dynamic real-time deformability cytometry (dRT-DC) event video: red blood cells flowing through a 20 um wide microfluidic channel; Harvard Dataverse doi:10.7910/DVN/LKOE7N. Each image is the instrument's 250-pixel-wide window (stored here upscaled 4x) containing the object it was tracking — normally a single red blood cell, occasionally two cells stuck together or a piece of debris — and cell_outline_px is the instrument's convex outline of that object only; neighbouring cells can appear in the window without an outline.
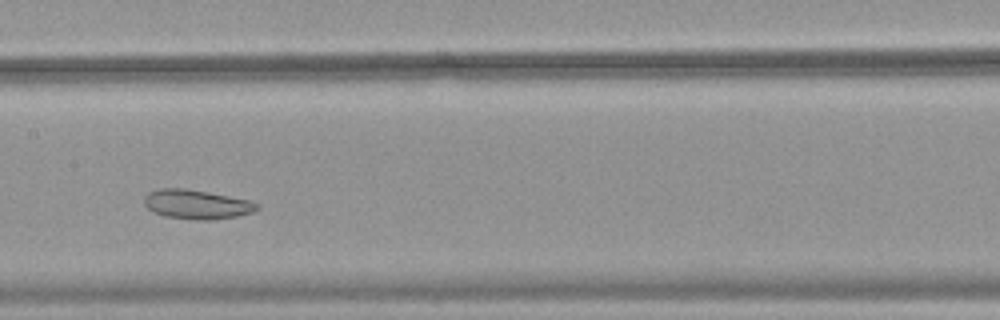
{"species": "common noctule bat (a hibernating species)", "species_latin": "Nyctalus noctula", "temperature_condition": "warm", "stored_images_in_passage": 37, "camera_frame_rate_fps": 3000, "um_per_image_px": 0.085, "animal": {"sex": "female", "body_mass_g": 18.4}, "frame": {"image": 1, "passage_image": 19, "time_ms": 6.0, "image_size_px": [1000, 320], "cell_outline_px": [[260, 208], [252, 212], [236, 216], [208, 220], [196, 220], [164, 216], [152, 212], [144, 204], [144, 196], [148, 192], [160, 188], [184, 188], [208, 192], [252, 200], [260, 204]], "centroid_in_image_um": [16.72, 17.36], "position_along_channel_um": 190.7, "area_um2": 19.42}}
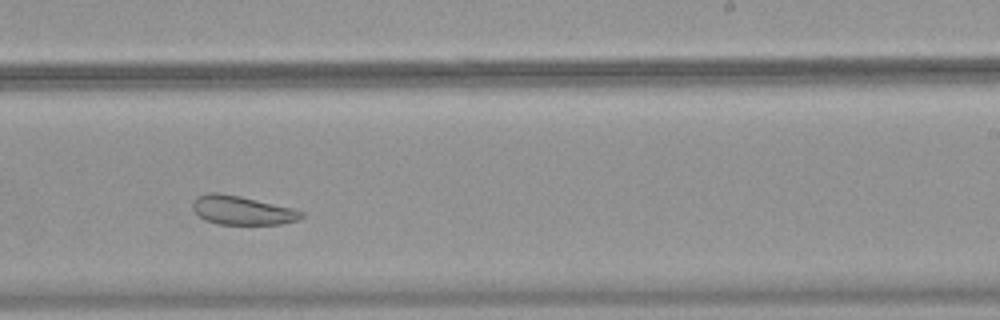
{"frame": {"image": 2, "passage_image": 25, "time_ms": 8.0, "image_size_px": [1000, 320], "cell_outline_px": [[304, 216], [300, 220], [280, 224], [216, 224], [204, 220], [192, 208], [192, 200], [196, 196], [208, 192], [216, 192], [240, 196], [292, 208], [304, 212]], "centroid_in_image_um": [20.56, 17.87], "position_along_channel_um": 268.4, "area_um2": 18.38}}
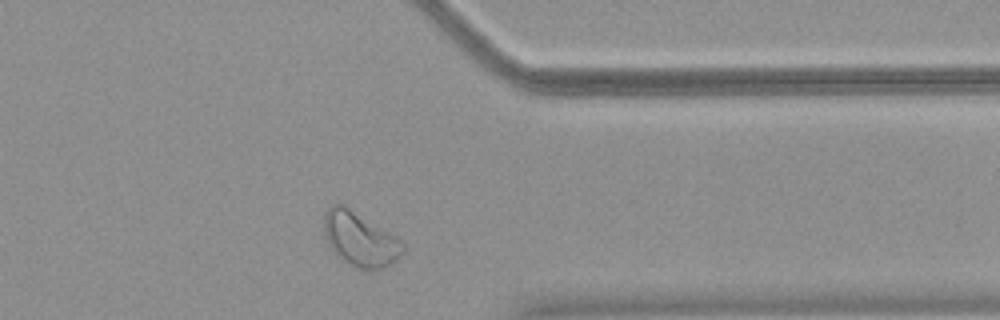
{"frame": {"image": 3, "passage_image": 34, "time_ms": 11.0, "image_size_px": [1000, 320], "cell_outline_px": [[404, 252], [396, 260], [384, 268], [360, 268], [348, 264], [340, 260], [332, 252], [328, 244], [324, 232], [324, 212], [332, 204], [344, 204], [400, 240], [404, 244]], "centroid_in_image_um": [30.55, 20.33], "position_along_channel_um": 380.8, "area_um2": 24.68}}